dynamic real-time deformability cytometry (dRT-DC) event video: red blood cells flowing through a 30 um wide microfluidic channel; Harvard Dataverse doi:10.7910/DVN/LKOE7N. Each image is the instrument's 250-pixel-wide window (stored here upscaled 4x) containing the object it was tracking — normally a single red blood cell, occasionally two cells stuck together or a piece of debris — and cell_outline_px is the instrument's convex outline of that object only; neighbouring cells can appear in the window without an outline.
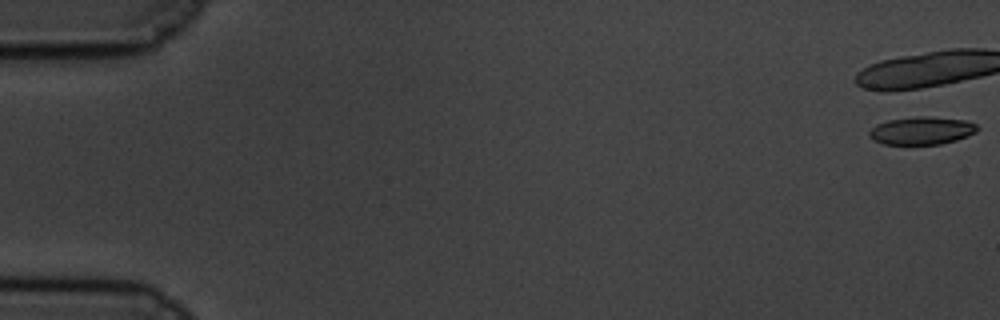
{"species": "common noctule bat (a hibernating species)", "species_latin": "Nyctalus noctula", "temperature_condition": "cold", "stored_images_in_passage": 22, "camera_frame_rate_fps": 3000, "um_per_image_px": 0.085, "animal": {"sex": "male", "body_mass_g": 19.5, "forearm_length_mm": 54.6}, "frame": {"image": 1, "passage_image": 1, "time_ms": 0.0, "image_size_px": [1000, 320], "cell_outline_px": [[980, 128], [976, 132], [968, 136], [956, 140], [940, 144], [884, 144], [872, 140], [868, 136], [868, 132], [876, 124], [888, 120], [920, 116], [928, 116], [964, 120], [976, 124]], "centroid_in_image_um": [78.33, 11.1], "position_along_channel_um": 6.7, "area_um2": 17.57}}